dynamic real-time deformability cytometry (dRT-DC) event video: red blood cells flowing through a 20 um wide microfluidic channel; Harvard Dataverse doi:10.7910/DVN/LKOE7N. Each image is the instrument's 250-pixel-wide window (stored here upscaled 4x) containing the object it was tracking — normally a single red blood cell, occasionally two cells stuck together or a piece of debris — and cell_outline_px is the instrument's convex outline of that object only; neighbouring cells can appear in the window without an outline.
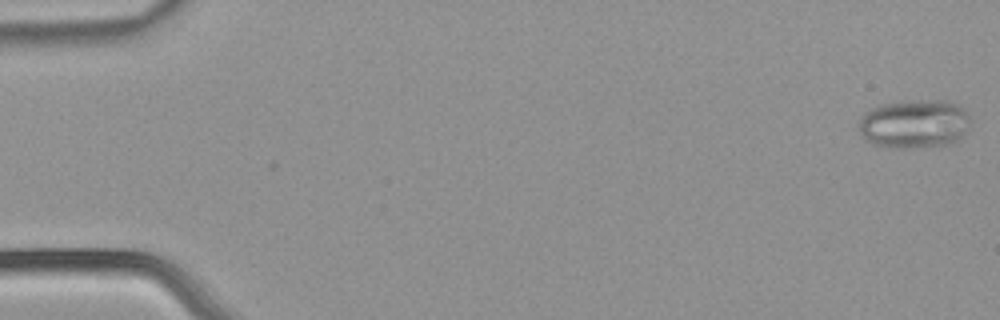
{"species": "common noctule bat (a hibernating species)", "species_latin": "Nyctalus noctula", "temperature_condition": "warm", "stored_images_in_passage": 16, "camera_frame_rate_fps": 3000, "um_per_image_px": 0.085, "animal": {"sex": "male", "body_mass_g": 21.5, "forearm_length_mm": 52.0}, "frame": {"image": 1, "passage_image": 1, "time_ms": 0.0, "image_size_px": [1000, 320], "cell_outline_px": [[972, 120], [968, 128], [956, 140], [944, 144], [912, 148], [896, 148], [872, 144], [856, 128], [856, 124], [860, 116], [864, 112], [880, 104], [900, 100], [944, 100], [956, 104], [964, 108]], "centroid_in_image_um": [77.67, 10.49], "position_along_channel_um": 7.3, "area_um2": 32.08}}